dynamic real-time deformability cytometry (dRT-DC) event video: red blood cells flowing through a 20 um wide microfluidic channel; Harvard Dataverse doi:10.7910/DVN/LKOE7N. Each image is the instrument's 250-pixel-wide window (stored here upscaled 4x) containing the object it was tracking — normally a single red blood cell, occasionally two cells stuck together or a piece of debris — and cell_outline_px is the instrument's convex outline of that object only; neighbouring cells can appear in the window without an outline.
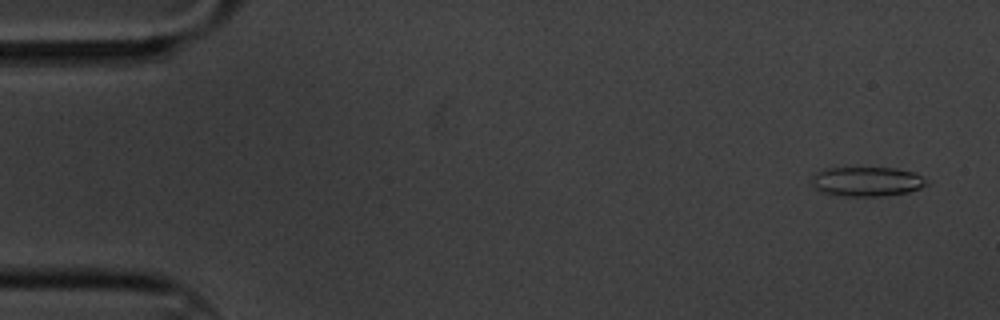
{"species": "common noctule bat (a hibernating species)", "species_latin": "Nyctalus noctula", "temperature_condition": "cold", "stored_images_in_passage": 60, "segment_of_instrument_passage": [1, 2], "camera_frame_rate_fps": 3000, "um_per_image_px": 0.085, "animal": {"sex": "male", "body_mass_g": 20.1, "forearm_length_mm": 53.5}, "frame": {"image": 1, "passage_image": 3, "time_ms": 0.667, "image_size_px": [1000, 320], "cell_outline_px": [[928, 184], [920, 188], [908, 192], [884, 196], [844, 196], [824, 192], [816, 188], [812, 184], [812, 176], [816, 172], [824, 168], [896, 168], [912, 172], [920, 176]], "centroid_in_image_um": [73.66, 15.43], "position_along_channel_um": 11.3, "area_um2": 19.54}}
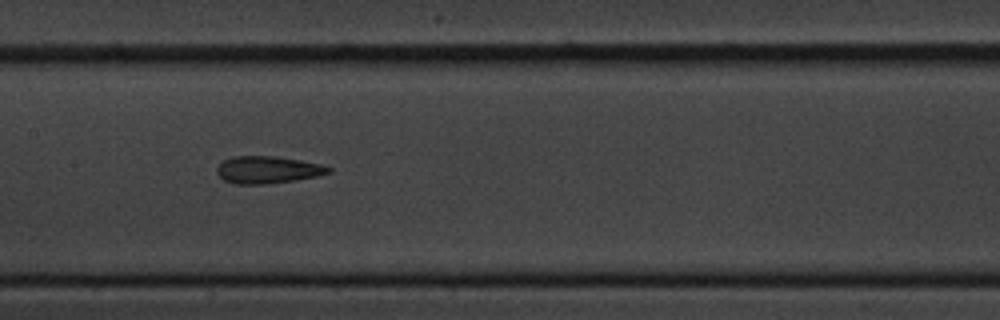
{"frame": {"image": 2, "passage_image": 29, "time_ms": 9.333, "image_size_px": [1000, 320], "cell_outline_px": [[332, 172], [316, 176], [296, 180], [264, 184], [232, 184], [224, 180], [216, 172], [216, 168], [224, 160], [232, 156], [276, 156], [300, 160], [320, 164], [332, 168]], "centroid_in_image_um": [22.74, 14.43], "position_along_channel_um": 184.7, "area_um2": 17.74}}
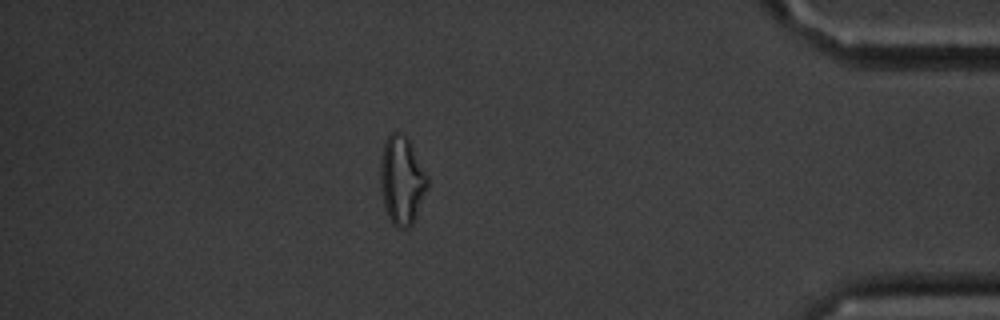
{"frame": {"image": 3, "passage_image": 52, "time_ms": 17.0, "image_size_px": [1000, 320], "cell_outline_px": [[428, 188], [412, 224], [404, 228], [396, 228], [392, 224], [388, 216], [384, 204], [380, 188], [380, 164], [384, 144], [388, 136], [392, 132], [400, 132], [408, 140], [428, 176]], "centroid_in_image_um": [34.14, 15.35], "position_along_channel_um": 401.1, "area_um2": 23.99}}